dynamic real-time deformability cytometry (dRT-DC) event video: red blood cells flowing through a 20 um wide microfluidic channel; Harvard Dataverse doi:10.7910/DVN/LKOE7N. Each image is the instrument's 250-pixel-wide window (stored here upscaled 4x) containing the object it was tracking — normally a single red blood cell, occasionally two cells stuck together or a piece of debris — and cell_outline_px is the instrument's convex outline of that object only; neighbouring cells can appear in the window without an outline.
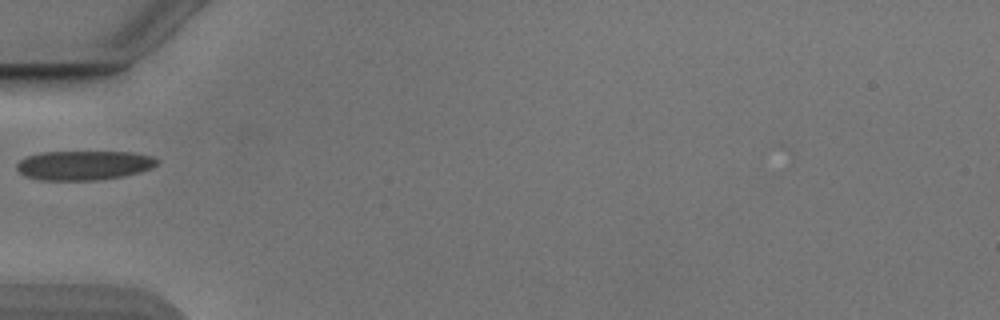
{"species": "Egyptian fruit bat (a non-hibernating species)", "species_latin": "Rousettus aegyptiacus", "temperature_condition": "cold", "stored_images_in_passage": 18, "camera_frame_rate_fps": 3000, "um_per_image_px": 0.085, "animal": {"sex": "male"}, "frame": {"image": 1, "passage_image": 1, "time_ms": 0.0, "image_size_px": [1000, 320], "cell_outline_px": [[160, 160], [152, 168], [140, 172], [124, 176], [100, 180], [40, 180], [24, 176], [16, 168], [16, 164], [20, 160], [28, 156], [40, 152], [132, 152], [152, 156]], "centroid_in_image_um": [7.14, 14.05], "position_along_channel_um": 77.9, "area_um2": 24.16}}